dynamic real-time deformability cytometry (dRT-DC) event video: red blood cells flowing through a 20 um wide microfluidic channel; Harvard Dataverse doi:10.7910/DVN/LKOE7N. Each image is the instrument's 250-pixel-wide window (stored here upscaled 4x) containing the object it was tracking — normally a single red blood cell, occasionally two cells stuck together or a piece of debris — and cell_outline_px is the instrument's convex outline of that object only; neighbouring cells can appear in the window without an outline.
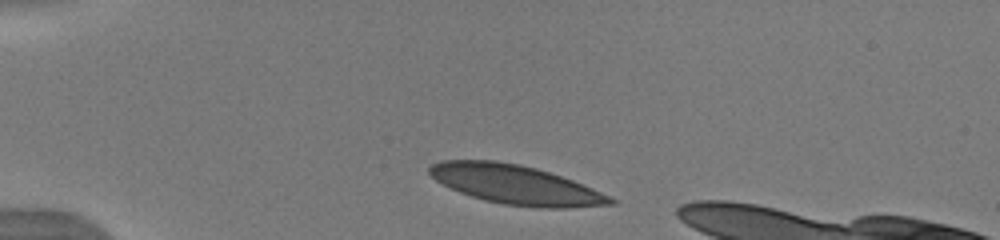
{"species": "human", "species_latin": "Homo sapiens", "temperature_condition": "warm", "stored_images_in_passage": 37, "camera_frame_rate_fps": 3000, "um_per_image_px": 0.085, "donor": {"sex": "male"}, "frame": {"image": 1, "passage_image": 1, "time_ms": 0.0, "image_size_px": [1000, 240], "cell_outline_px": [[616, 204], [568, 208], [536, 208], [504, 204], [484, 200], [460, 192], [436, 180], [428, 172], [428, 168], [432, 164], [440, 160], [496, 160], [520, 164], [536, 168], [572, 180], [592, 188], [616, 200]], "centroid_in_image_um": [43.82, 15.69], "position_along_channel_um": 41.2, "area_um2": 41.1}}
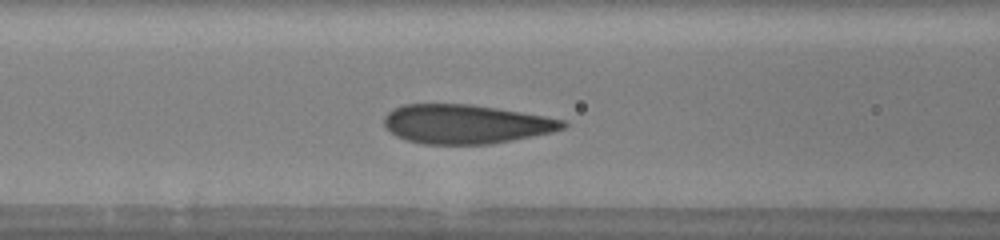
{"frame": {"image": 2, "passage_image": 11, "time_ms": 3.333, "image_size_px": [1000, 240], "cell_outline_px": [[568, 124], [564, 128], [552, 132], [492, 144], [424, 144], [408, 140], [396, 136], [384, 128], [384, 116], [392, 108], [404, 104], [472, 104], [544, 116], [564, 120]], "centroid_in_image_um": [39.55, 10.54], "position_along_channel_um": 127.1, "area_um2": 40.75}}
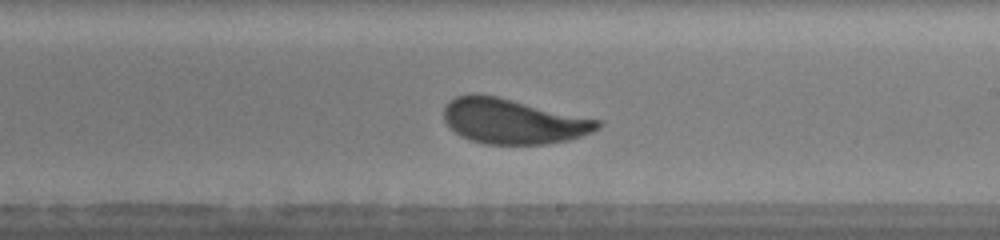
{"frame": {"image": 3, "passage_image": 20, "time_ms": 6.333, "image_size_px": [1000, 240], "cell_outline_px": [[600, 128], [592, 132], [568, 140], [544, 144], [484, 144], [472, 140], [456, 132], [444, 120], [444, 108], [456, 96], [472, 92], [476, 92], [496, 96], [600, 120]], "centroid_in_image_um": [43.6, 10.29], "position_along_channel_um": 245.4, "area_um2": 40.0}}